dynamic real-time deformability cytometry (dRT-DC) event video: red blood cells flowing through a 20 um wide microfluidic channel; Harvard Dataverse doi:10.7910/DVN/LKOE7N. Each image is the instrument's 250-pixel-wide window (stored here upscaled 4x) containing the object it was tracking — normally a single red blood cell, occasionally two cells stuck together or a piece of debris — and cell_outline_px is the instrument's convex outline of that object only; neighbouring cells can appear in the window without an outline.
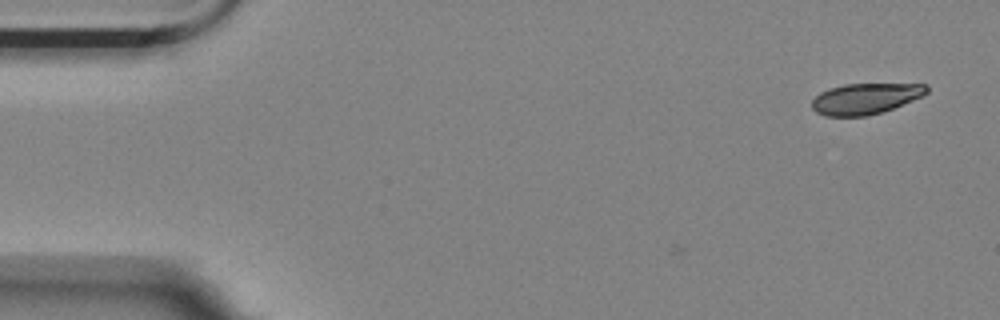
{"species": "Egyptian fruit bat (a non-hibernating species)", "species_latin": "Rousettus aegyptiacus", "temperature_condition": "room temperature", "stored_images_in_passage": 3, "camera_frame_rate_fps": 3000, "um_per_image_px": 0.085, "animal": {"sex": "female"}, "frame": {"image": 1, "passage_image": 3, "time_ms": 0.667, "image_size_px": [1000, 320], "cell_outline_px": [[928, 92], [924, 96], [892, 108], [868, 116], [824, 116], [816, 112], [812, 108], [812, 100], [820, 92], [828, 88], [844, 84], [928, 84]], "centroid_in_image_um": [73.55, 8.38], "position_along_channel_um": 11.5, "area_um2": 20.69}}